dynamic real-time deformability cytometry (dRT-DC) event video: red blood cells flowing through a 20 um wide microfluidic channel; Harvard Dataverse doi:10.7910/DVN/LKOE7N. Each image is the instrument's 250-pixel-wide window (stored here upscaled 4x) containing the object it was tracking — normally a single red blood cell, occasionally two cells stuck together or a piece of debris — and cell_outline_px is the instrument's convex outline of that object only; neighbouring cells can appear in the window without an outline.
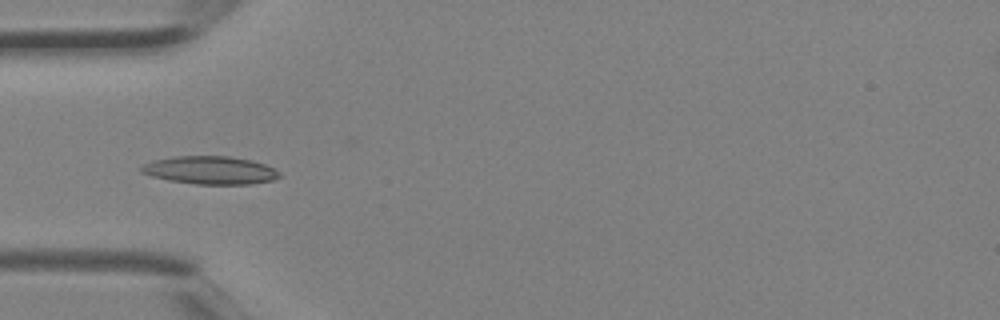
{"species": "Egyptian fruit bat (a non-hibernating species)", "species_latin": "Rousettus aegyptiacus", "temperature_condition": "room temperature", "stored_images_in_passage": 2, "camera_frame_rate_fps": 3000, "um_per_image_px": 0.085, "animal": {"sex": "female"}, "frame": {"image": 1, "passage_image": 2, "time_ms": 0.333, "image_size_px": [1000, 320], "cell_outline_px": [[280, 176], [272, 180], [248, 184], [196, 184], [168, 180], [152, 176], [140, 172], [140, 168], [144, 164], [152, 160], [172, 156], [228, 156], [252, 160], [264, 164], [280, 172]], "centroid_in_image_um": [17.83, 14.46], "position_along_channel_um": 67.2, "area_um2": 22.48}}